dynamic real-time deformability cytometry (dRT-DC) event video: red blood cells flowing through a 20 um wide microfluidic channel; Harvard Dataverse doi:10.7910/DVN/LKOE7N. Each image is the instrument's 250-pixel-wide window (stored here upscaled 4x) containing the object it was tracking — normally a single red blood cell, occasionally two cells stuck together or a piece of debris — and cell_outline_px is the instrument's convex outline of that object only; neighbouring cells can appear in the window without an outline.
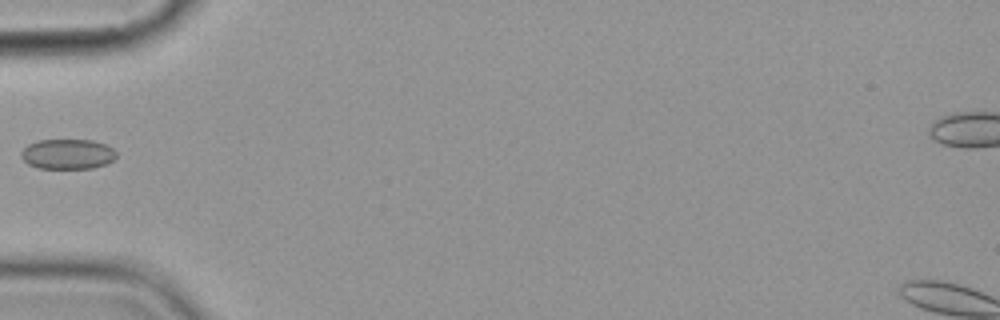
{"species": "common noctule bat (a hibernating species)", "species_latin": "Nyctalus noctula", "temperature_condition": "cold", "stored_images_in_passage": 6, "camera_frame_rate_fps": 3000, "um_per_image_px": 0.085, "animal": {"sex": "female", "body_mass_g": 19.9}, "frame": {"image": 1, "passage_image": 5, "time_ms": 5.667, "image_size_px": [1000, 320], "cell_outline_px": [[116, 156], [112, 160], [104, 164], [92, 168], [40, 168], [28, 164], [20, 156], [20, 152], [28, 144], [36, 140], [92, 140], [104, 144], [112, 148], [116, 152]], "centroid_in_image_um": [5.71, 13.09], "position_along_channel_um": 79.3, "area_um2": 16.59}}
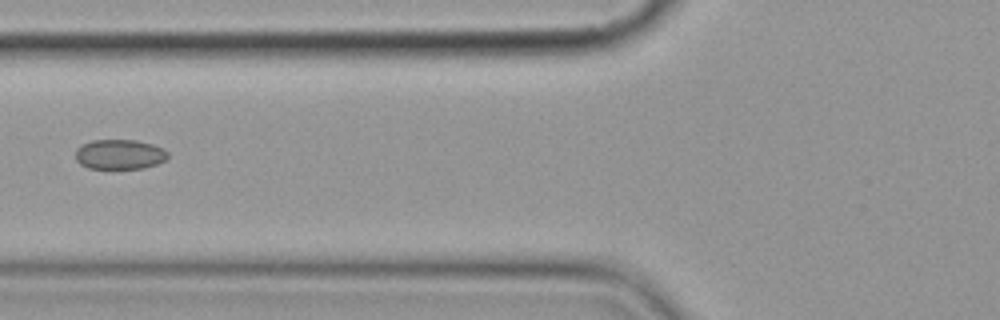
{"frame": {"image": 2, "passage_image": 6, "time_ms": 6.667, "image_size_px": [1000, 320], "cell_outline_px": [[168, 156], [164, 160], [156, 164], [144, 168], [88, 168], [80, 164], [76, 160], [76, 148], [80, 144], [92, 140], [136, 140], [152, 144], [164, 148], [168, 152]], "centroid_in_image_um": [10.15, 13.11], "position_along_channel_um": 115.7, "area_um2": 16.13}}